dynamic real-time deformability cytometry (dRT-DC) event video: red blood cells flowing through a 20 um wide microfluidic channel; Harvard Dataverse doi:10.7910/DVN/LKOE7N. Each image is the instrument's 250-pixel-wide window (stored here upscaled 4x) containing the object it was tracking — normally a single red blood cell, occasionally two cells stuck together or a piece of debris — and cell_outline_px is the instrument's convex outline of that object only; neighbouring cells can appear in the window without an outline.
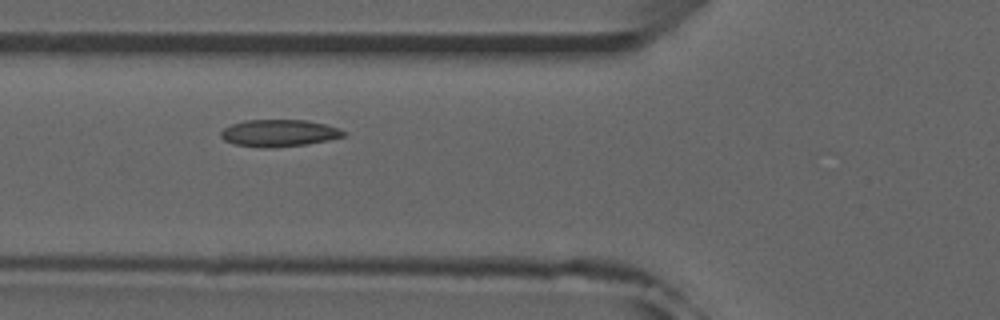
{"species": "common noctule bat (a hibernating species)", "species_latin": "Nyctalus noctula", "temperature_condition": "room temperature", "stored_images_in_passage": 47, "camera_frame_rate_fps": 3000, "um_per_image_px": 0.085, "animal": {"sex": "male", "forearm_length_mm": 52.5}, "frame": {"image": 1, "passage_image": 14, "time_ms": 4.333, "image_size_px": [1000, 320], "cell_outline_px": [[348, 132], [344, 136], [328, 140], [304, 144], [272, 148], [264, 148], [236, 144], [224, 140], [220, 136], [220, 132], [224, 128], [232, 124], [244, 120], [308, 120], [340, 128]], "centroid_in_image_um": [23.73, 11.3], "position_along_channel_um": 102.1, "area_um2": 19.31}, "authors_computed_cell_mechanics": {"area_um2": 18.9584, "velocity_mm_per_s": 3.8903, "shape_relaxation_time_tau1_ms": 4.5303, "shape_relaxation_time_tau2_ms": 2.6537, "deformation_change_tau1": 0.0814, "deformation_change_tau2": 0.0742}}